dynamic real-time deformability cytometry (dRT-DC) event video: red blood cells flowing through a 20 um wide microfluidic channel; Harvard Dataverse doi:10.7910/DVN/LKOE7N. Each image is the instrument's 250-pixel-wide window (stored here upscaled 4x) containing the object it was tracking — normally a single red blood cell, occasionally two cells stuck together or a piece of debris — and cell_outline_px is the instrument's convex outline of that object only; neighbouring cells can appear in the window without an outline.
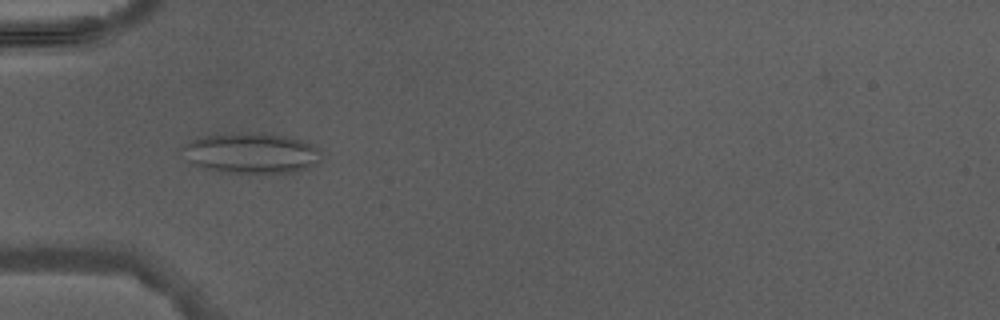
{"species": "Egyptian fruit bat (a non-hibernating species)", "species_latin": "Rousettus aegyptiacus", "temperature_condition": "warm", "stored_images_in_passage": 4, "camera_frame_rate_fps": 3000, "um_per_image_px": 0.085, "animal": {"sex": "male"}, "frame": {"image": 1, "passage_image": 4, "time_ms": 4.333, "image_size_px": [1000, 320], "cell_outline_px": [[320, 164], [296, 172], [216, 172], [200, 168], [192, 164], [188, 160], [180, 148], [192, 140], [200, 136], [232, 132], [260, 132], [288, 136], [312, 144], [320, 152]], "centroid_in_image_um": [21.33, 13.0], "position_along_channel_um": 63.7, "area_um2": 33.29}}